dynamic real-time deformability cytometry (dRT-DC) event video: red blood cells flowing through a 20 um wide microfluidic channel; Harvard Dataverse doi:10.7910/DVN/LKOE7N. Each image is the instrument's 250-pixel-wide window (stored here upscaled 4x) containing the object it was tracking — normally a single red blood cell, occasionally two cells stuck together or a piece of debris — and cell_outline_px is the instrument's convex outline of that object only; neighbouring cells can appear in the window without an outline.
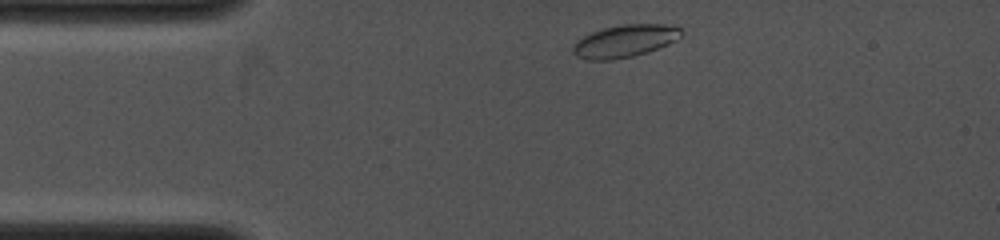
{"species": "common noctule bat (a hibernating species)", "species_latin": "Nyctalus noctula", "temperature_condition": "cold", "stored_images_in_passage": 19, "camera_frame_rate_fps": 4000, "um_per_image_px": 0.085, "animal": {"sex": "female", "body_mass_g": 19.0, "forearm_length_mm": 53.3}, "frame": {"image": 1, "passage_image": 1, "time_ms": 0.0, "image_size_px": [1000, 240], "cell_outline_px": [[680, 36], [676, 40], [668, 44], [648, 52], [632, 56], [612, 60], [588, 60], [576, 56], [572, 52], [572, 44], [576, 40], [592, 32], [604, 28], [624, 24], [664, 24], [680, 28]], "centroid_in_image_um": [53.06, 3.5], "position_along_channel_um": 31.9, "area_um2": 20.4}}
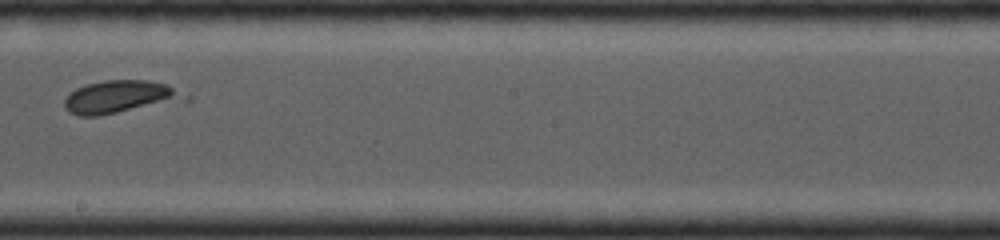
{"frame": {"image": 2, "passage_image": 11, "time_ms": 5.5, "image_size_px": [1000, 240], "cell_outline_px": [[192, 100], [100, 116], [80, 116], [68, 112], [64, 108], [64, 100], [76, 88], [84, 84], [104, 80], [148, 80], [168, 84], [192, 96]], "centroid_in_image_um": [10.3, 8.25], "position_along_channel_um": 237.9, "area_um2": 23.76}}
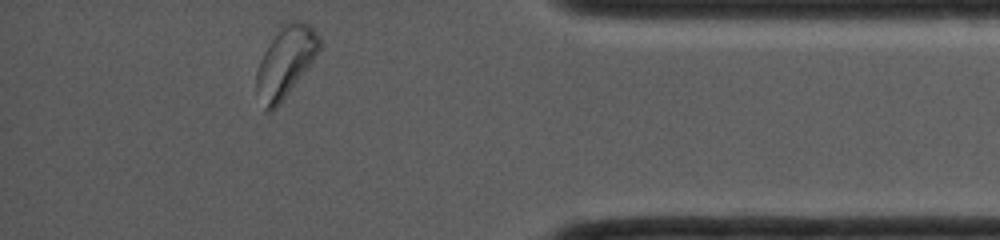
{"frame": {"image": 3, "passage_image": 19, "time_ms": 9.75, "image_size_px": [1000, 240], "cell_outline_px": [[320, 48], [312, 60], [276, 108], [268, 112], [264, 108], [256, 92], [256, 72], [260, 60], [268, 44], [288, 20], [304, 20], [320, 36]], "centroid_in_image_um": [24.25, 5.24], "position_along_channel_um": 411.0, "area_um2": 25.2}}